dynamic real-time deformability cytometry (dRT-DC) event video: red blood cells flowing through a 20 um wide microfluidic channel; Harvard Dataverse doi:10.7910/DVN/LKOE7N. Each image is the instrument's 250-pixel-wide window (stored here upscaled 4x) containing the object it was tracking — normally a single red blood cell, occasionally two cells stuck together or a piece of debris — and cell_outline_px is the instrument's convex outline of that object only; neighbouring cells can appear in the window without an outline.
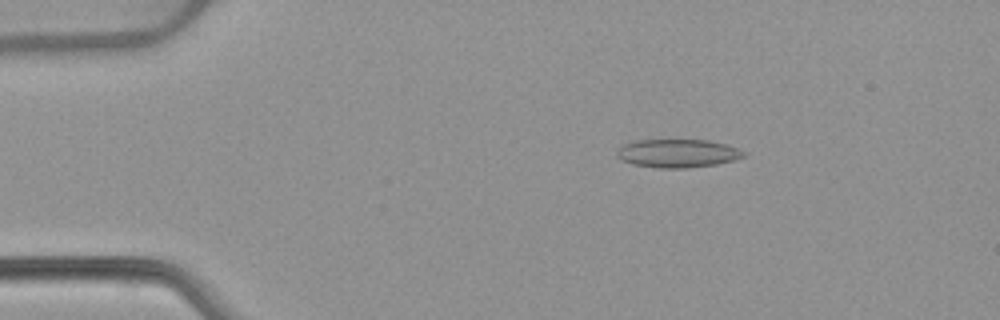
{"species": "common noctule bat (a hibernating species)", "species_latin": "Nyctalus noctula", "temperature_condition": "warm", "stored_images_in_passage": 52, "camera_frame_rate_fps": 3000, "um_per_image_px": 0.085, "animal": {"sex": "female", "body_mass_g": 22.7, "forearm_length_mm": 54.2}, "frame": {"image": 1, "passage_image": 9, "time_ms": 2.667, "image_size_px": [1000, 320], "cell_outline_px": [[748, 156], [736, 160], [716, 164], [688, 168], [656, 168], [632, 164], [620, 160], [616, 156], [616, 152], [624, 144], [636, 140], [708, 140], [724, 144], [748, 152]], "centroid_in_image_um": [57.62, 13.04], "position_along_channel_um": 27.4, "area_um2": 21.15}}
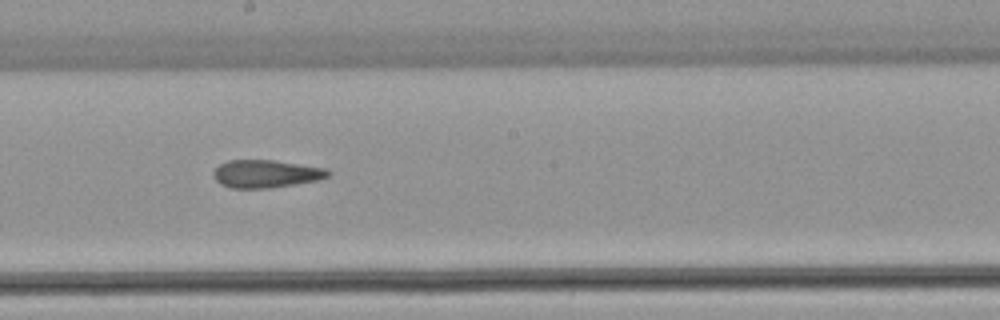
{"frame": {"image": 2, "passage_image": 29, "time_ms": 9.333, "image_size_px": [1000, 320], "cell_outline_px": [[332, 172], [328, 176], [316, 180], [268, 188], [232, 188], [220, 184], [212, 176], [212, 172], [220, 164], [228, 160], [272, 160], [328, 168]], "centroid_in_image_um": [22.58, 14.76], "position_along_channel_um": 225.6, "area_um2": 18.5}}
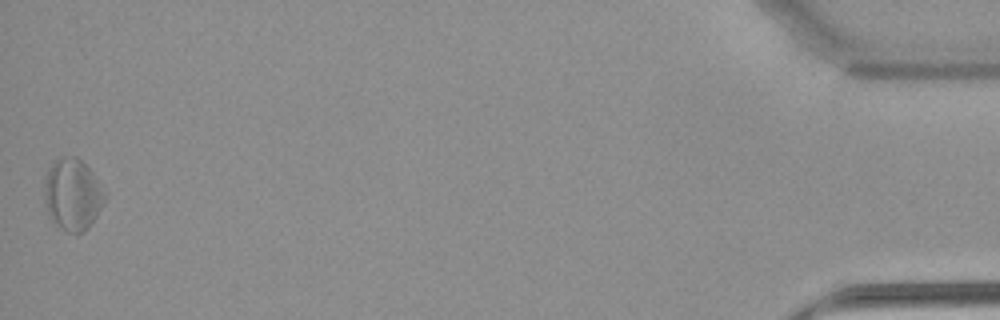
{"frame": {"image": 3, "passage_image": 52, "time_ms": 17.0, "image_size_px": [1000, 320], "cell_outline_px": [[108, 196], [104, 204], [88, 228], [84, 232], [76, 236], [68, 232], [56, 224], [52, 220], [48, 212], [44, 200], [44, 176], [48, 168], [56, 160], [64, 156], [76, 156], [96, 176], [108, 192]], "centroid_in_image_um": [6.2, 16.54], "position_along_channel_um": 429.0, "area_um2": 25.78}, "authors_computed_cell_mechanics": {"area_um2": 20.23, "velocity_mm_per_s": 3.9079, "shape_relaxation_time_tau1_ms": null, "shape_relaxation_time_tau2_ms": 4.2381, "deformation_change_tau1": null, "deformation_change_tau2": 0.129}}